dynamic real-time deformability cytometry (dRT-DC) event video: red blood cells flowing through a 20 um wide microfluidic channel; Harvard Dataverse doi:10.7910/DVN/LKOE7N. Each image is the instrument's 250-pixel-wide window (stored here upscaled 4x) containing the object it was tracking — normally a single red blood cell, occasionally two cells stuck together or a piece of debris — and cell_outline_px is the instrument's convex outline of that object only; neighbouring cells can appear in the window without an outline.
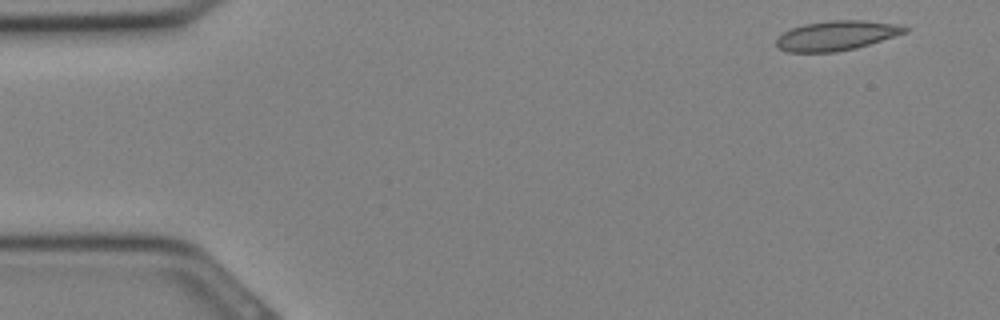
{"species": "Egyptian fruit bat (a non-hibernating species)", "species_latin": "Rousettus aegyptiacus", "temperature_condition": "cold", "stored_images_in_passage": 9, "camera_frame_rate_fps": 3000, "um_per_image_px": 0.085, "animal": {"sex": "female"}, "frame": {"image": 1, "passage_image": 1, "time_ms": 0.0, "image_size_px": [1000, 320], "cell_outline_px": [[908, 32], [856, 48], [836, 52], [788, 52], [776, 48], [776, 40], [784, 32], [792, 28], [804, 24], [828, 20], [864, 20], [896, 24], [908, 28]], "centroid_in_image_um": [71.08, 3.03], "position_along_channel_um": 13.9, "area_um2": 22.2}}
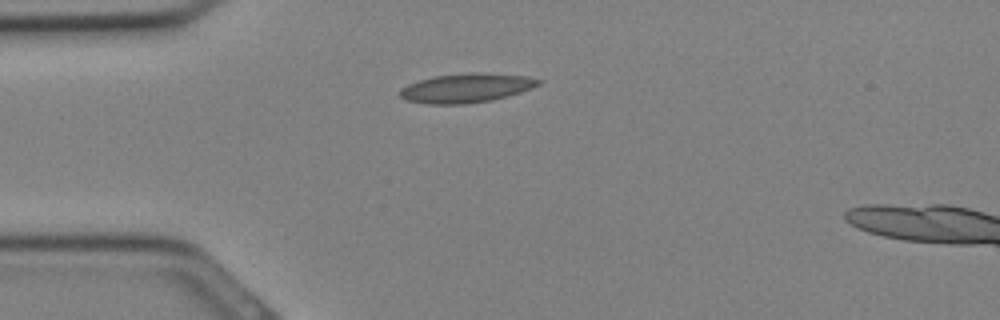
{"frame": {"image": 2, "passage_image": 7, "time_ms": 2.0, "image_size_px": [1000, 320], "cell_outline_px": [[544, 80], [540, 84], [532, 88], [508, 96], [492, 100], [464, 104], [428, 104], [404, 100], [400, 96], [400, 88], [408, 84], [432, 76], [528, 76]], "centroid_in_image_um": [39.58, 7.55], "position_along_channel_um": 45.4, "area_um2": 22.25}}